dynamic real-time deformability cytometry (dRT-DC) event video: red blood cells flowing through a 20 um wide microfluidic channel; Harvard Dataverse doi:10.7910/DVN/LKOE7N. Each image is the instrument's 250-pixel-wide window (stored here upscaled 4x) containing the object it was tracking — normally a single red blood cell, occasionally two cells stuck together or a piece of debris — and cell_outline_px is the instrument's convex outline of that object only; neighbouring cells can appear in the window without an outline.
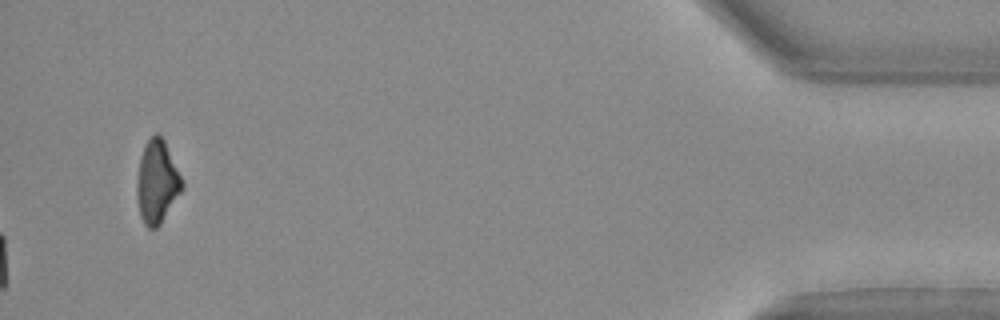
{"species": "Egyptian fruit bat (a non-hibernating species)", "species_latin": "Rousettus aegyptiacus", "temperature_condition": "warm", "stored_images_in_passage": 30, "camera_frame_rate_fps": 3000, "um_per_image_px": 0.085, "animal": {"sex": "female"}, "frame": {"image": 1, "passage_image": 30, "time_ms": 9.667, "image_size_px": [1000, 320], "cell_outline_px": [[184, 188], [160, 224], [156, 228], [148, 228], [144, 224], [140, 216], [136, 192], [136, 184], [140, 160], [144, 144], [156, 132], [164, 140], [184, 184]], "centroid_in_image_um": [13.34, 15.48], "position_along_channel_um": 421.9, "area_um2": 21.62}}